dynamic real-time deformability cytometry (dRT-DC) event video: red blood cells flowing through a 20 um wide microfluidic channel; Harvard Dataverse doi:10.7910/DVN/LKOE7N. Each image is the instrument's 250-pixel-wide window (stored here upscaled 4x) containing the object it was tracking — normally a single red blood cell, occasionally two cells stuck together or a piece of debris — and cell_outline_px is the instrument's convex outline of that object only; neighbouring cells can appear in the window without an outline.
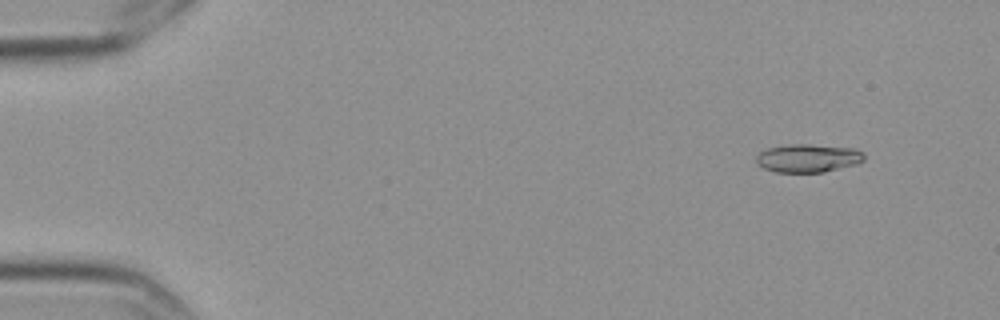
{"species": "Egyptian fruit bat (a non-hibernating species)", "species_latin": "Rousettus aegyptiacus", "temperature_condition": "cold", "stored_images_in_passage": 10, "camera_frame_rate_fps": 3000, "um_per_image_px": 0.085, "frame": {"image": 1, "passage_image": 1, "time_ms": 0.0, "image_size_px": [1000, 320], "cell_outline_px": [[864, 160], [856, 164], [824, 172], [776, 172], [764, 168], [756, 164], [756, 156], [760, 152], [768, 148], [788, 144], [808, 144], [856, 148], [864, 152]], "centroid_in_image_um": [68.69, 13.43], "position_along_channel_um": 16.3, "area_um2": 17.86}}
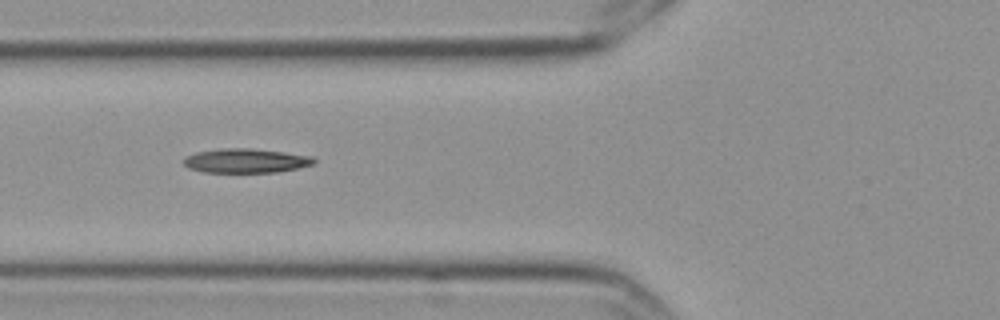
{"frame": {"image": 2, "passage_image": 6, "time_ms": 1.667, "image_size_px": [1000, 320], "cell_outline_px": [[316, 160], [312, 164], [296, 168], [276, 172], [204, 172], [188, 168], [184, 164], [184, 156], [196, 152], [220, 148], [252, 148], [284, 152], [312, 156]], "centroid_in_image_um": [20.85, 13.65], "position_along_channel_um": 104.9, "area_um2": 18.38}}
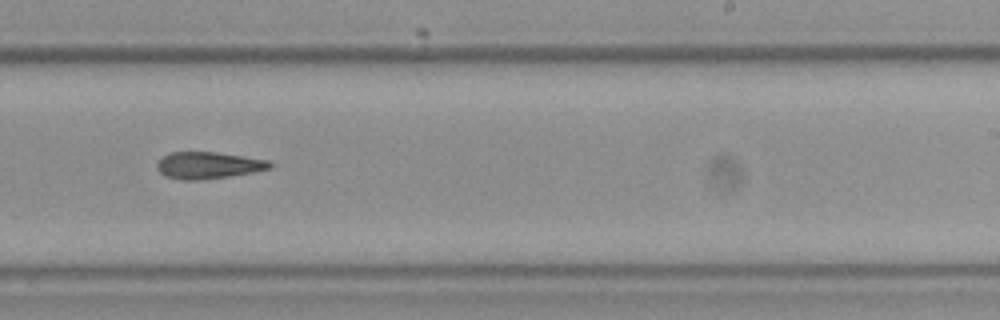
{"frame": {"image": 3, "passage_image": 10, "time_ms": 3.0, "image_size_px": [1000, 320], "cell_outline_px": [[272, 164], [268, 168], [252, 172], [228, 176], [196, 180], [184, 180], [164, 176], [156, 168], [156, 160], [168, 152], [216, 152], [244, 156], [268, 160]], "centroid_in_image_um": [17.61, 14.04], "position_along_channel_um": 271.4, "area_um2": 17.57}}